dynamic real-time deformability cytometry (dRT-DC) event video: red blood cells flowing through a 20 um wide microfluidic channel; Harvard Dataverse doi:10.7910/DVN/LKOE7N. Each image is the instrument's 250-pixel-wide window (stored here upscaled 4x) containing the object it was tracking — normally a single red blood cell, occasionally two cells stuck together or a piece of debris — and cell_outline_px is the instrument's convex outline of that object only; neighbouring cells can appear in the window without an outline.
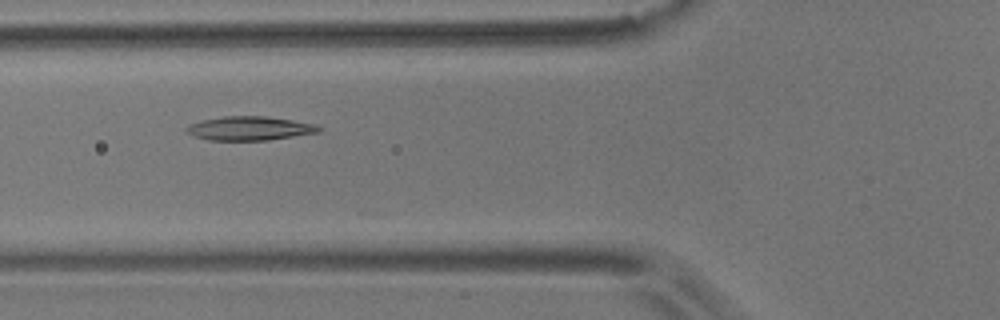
{"species": "common noctule bat (a hibernating species)", "species_latin": "Nyctalus noctula", "temperature_condition": "room temperature", "stored_images_in_passage": 6, "camera_frame_rate_fps": 3000, "um_per_image_px": 0.085, "animal": {"sex": "male", "body_mass_g": 17.9}, "frame": {"image": 1, "passage_image": 5, "time_ms": 5.0, "image_size_px": [1000, 320], "cell_outline_px": [[324, 128], [320, 132], [268, 140], [208, 140], [196, 136], [188, 132], [184, 128], [188, 124], [200, 120], [224, 116], [264, 116], [292, 120], [316, 124]], "centroid_in_image_um": [21.23, 10.9], "position_along_channel_um": 104.6, "area_um2": 18.5}}
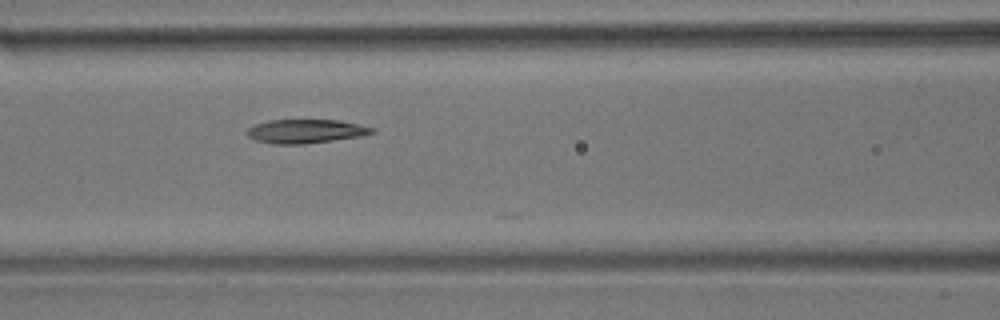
{"frame": {"image": 2, "passage_image": 6, "time_ms": 6.0, "image_size_px": [1000, 320], "cell_outline_px": [[376, 132], [364, 136], [304, 144], [276, 144], [256, 140], [248, 136], [244, 132], [248, 128], [256, 124], [268, 120], [340, 120], [376, 128]], "centroid_in_image_um": [26.02, 11.15], "position_along_channel_um": 140.6, "area_um2": 17.51}}